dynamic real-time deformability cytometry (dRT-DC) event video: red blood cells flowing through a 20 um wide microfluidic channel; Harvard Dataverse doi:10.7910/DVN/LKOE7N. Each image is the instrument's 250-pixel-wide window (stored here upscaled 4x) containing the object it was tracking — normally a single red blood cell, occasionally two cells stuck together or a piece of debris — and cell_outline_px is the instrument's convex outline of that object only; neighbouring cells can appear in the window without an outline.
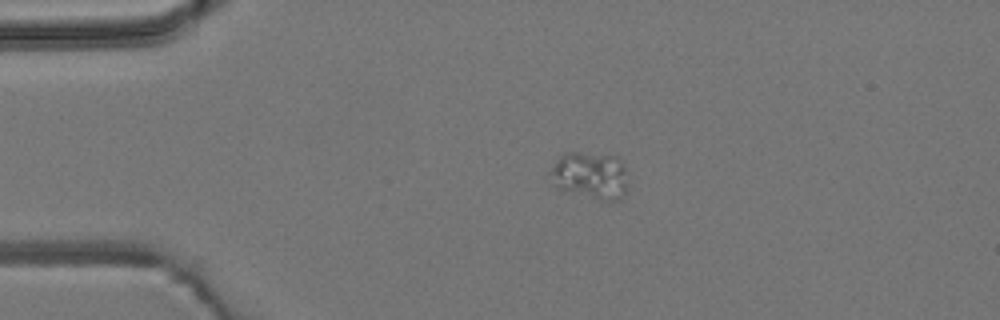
{"species": "common noctule bat (a hibernating species)", "species_latin": "Nyctalus noctula", "temperature_condition": "room temperature", "stored_images_in_passage": 3, "camera_frame_rate_fps": 3000, "um_per_image_px": 0.085, "animal": {"sex": "male", "body_mass_g": 19.2, "forearm_length_mm": 51.8}, "frame": {"image": 1, "passage_image": 2, "time_ms": 2.0, "image_size_px": [1000, 320], "cell_outline_px": [[628, 184], [620, 200], [608, 204], [564, 192], [556, 188], [552, 184], [552, 168], [556, 160], [564, 152], [576, 152], [620, 156], [624, 164]], "centroid_in_image_um": [50.21, 14.97], "position_along_channel_um": 34.8, "area_um2": 22.37}}